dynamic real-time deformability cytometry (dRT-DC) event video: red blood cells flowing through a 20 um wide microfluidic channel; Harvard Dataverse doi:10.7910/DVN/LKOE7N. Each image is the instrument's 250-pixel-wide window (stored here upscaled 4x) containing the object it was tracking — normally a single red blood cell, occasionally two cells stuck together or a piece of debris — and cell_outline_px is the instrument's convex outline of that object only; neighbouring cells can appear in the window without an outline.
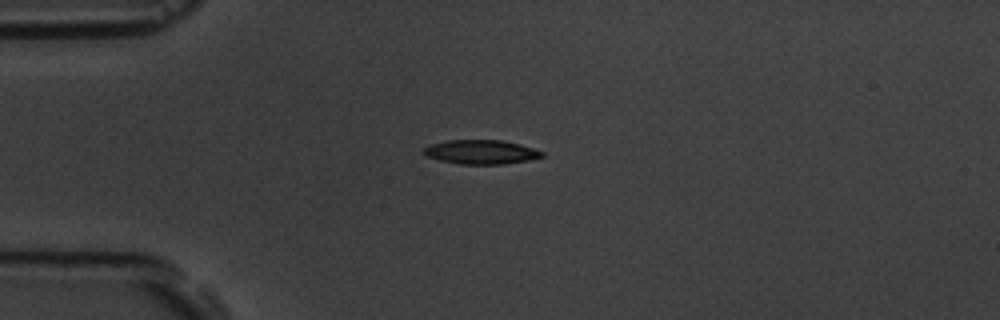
{"species": "common noctule bat (a hibernating species)", "species_latin": "Nyctalus noctula", "temperature_condition": "room temperature", "stored_images_in_passage": 5, "camera_frame_rate_fps": 3000, "um_per_image_px": 0.085, "animal": {"sex": "male", "body_mass_g": 19.5, "forearm_length_mm": 54.6}, "frame": {"image": 1, "passage_image": 1, "time_ms": 0.0, "image_size_px": [1000, 320], "cell_outline_px": [[544, 156], [528, 160], [504, 164], [460, 164], [440, 160], [428, 156], [424, 152], [424, 148], [428, 144], [448, 140], [500, 140], [520, 144], [544, 152]], "centroid_in_image_um": [40.89, 12.91], "position_along_channel_um": 44.1, "area_um2": 16.53}}
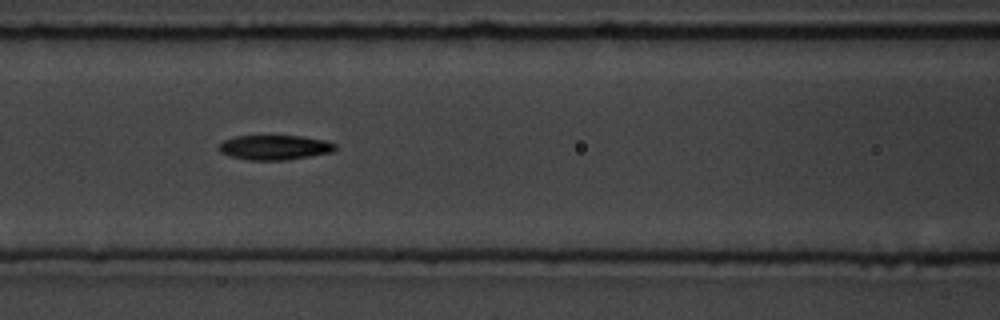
{"frame": {"image": 2, "passage_image": 4, "time_ms": 3.333, "image_size_px": [1000, 320], "cell_outline_px": [[336, 148], [332, 152], [288, 160], [248, 160], [232, 156], [220, 152], [220, 144], [224, 140], [236, 136], [300, 136], [324, 140], [336, 144]], "centroid_in_image_um": [23.37, 12.53], "position_along_channel_um": 143.2, "area_um2": 16.59}}
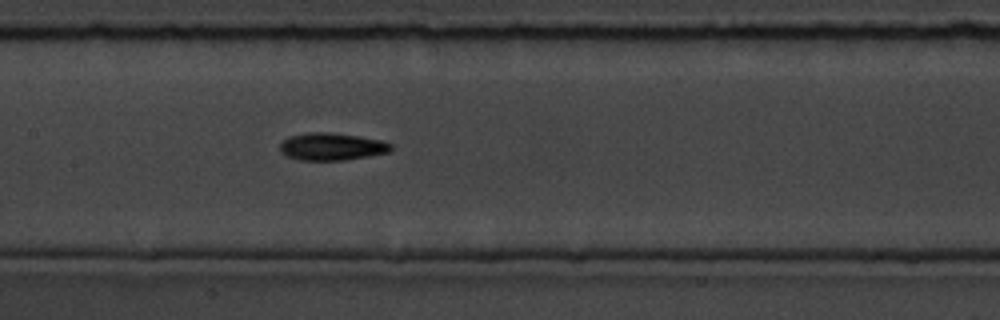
{"frame": {"image": 3, "passage_image": 5, "time_ms": 4.333, "image_size_px": [1000, 320], "cell_outline_px": [[392, 148], [388, 152], [368, 156], [344, 160], [300, 160], [288, 156], [280, 152], [280, 144], [288, 136], [308, 132], [332, 132], [380, 140], [392, 144]], "centroid_in_image_um": [28.17, 12.45], "position_along_channel_um": 179.2, "area_um2": 17.63}}